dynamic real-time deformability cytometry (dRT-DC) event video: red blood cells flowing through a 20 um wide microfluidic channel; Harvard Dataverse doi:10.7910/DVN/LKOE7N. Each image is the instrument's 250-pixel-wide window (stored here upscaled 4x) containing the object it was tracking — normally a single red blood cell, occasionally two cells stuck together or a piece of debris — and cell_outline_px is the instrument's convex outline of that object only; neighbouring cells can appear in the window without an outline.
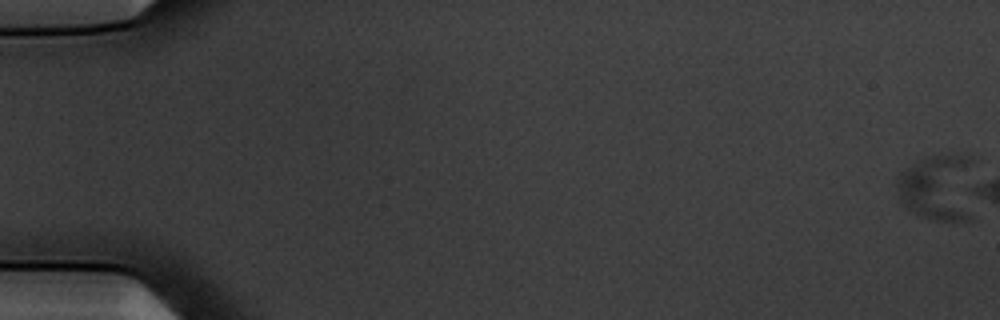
{"species": "common noctule bat (a hibernating species)", "species_latin": "Nyctalus noctula", "temperature_condition": "warm", "stored_images_in_passage": 4, "segment_of_instrument_passage": [1, 2], "camera_frame_rate_fps": 3000, "um_per_image_px": 0.085, "animal": {"sex": "male", "body_mass_g": 20.1, "forearm_length_mm": 53.5}, "frame": {"image": 1, "passage_image": 1, "time_ms": 0.0, "image_size_px": [1000, 320], "cell_outline_px": [[976, 160], [972, 216], [968, 220], [936, 220], [920, 216], [912, 212], [900, 200], [896, 184], [900, 172], [916, 160], [924, 156], [940, 152], [968, 152]], "centroid_in_image_um": [79.86, 15.82], "position_along_channel_um": 5.1, "area_um2": 32.54}}